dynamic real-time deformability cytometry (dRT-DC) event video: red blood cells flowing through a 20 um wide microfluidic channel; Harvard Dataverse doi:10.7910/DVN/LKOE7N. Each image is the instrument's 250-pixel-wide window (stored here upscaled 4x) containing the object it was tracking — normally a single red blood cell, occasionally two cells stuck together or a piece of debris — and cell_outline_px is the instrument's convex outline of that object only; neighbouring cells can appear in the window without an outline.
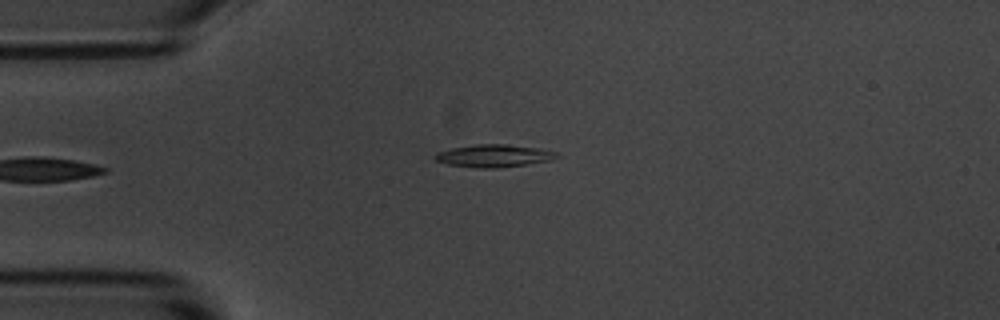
{"species": "common noctule bat (a hibernating species)", "species_latin": "Nyctalus noctula", "temperature_condition": "room temperature", "stored_images_in_passage": 5, "camera_frame_rate_fps": 3000, "um_per_image_px": 0.085, "animal": {"sex": "male", "body_mass_g": 20.1, "forearm_length_mm": 53.5}, "frame": {"image": 1, "passage_image": 5, "time_ms": 4.333, "image_size_px": [1000, 320], "cell_outline_px": [[560, 156], [548, 160], [524, 164], [496, 168], [480, 168], [448, 164], [436, 160], [432, 156], [436, 152], [452, 148], [476, 144], [508, 144], [540, 148], [556, 152]], "centroid_in_image_um": [41.94, 13.23], "position_along_channel_um": 43.1, "area_um2": 15.84}}